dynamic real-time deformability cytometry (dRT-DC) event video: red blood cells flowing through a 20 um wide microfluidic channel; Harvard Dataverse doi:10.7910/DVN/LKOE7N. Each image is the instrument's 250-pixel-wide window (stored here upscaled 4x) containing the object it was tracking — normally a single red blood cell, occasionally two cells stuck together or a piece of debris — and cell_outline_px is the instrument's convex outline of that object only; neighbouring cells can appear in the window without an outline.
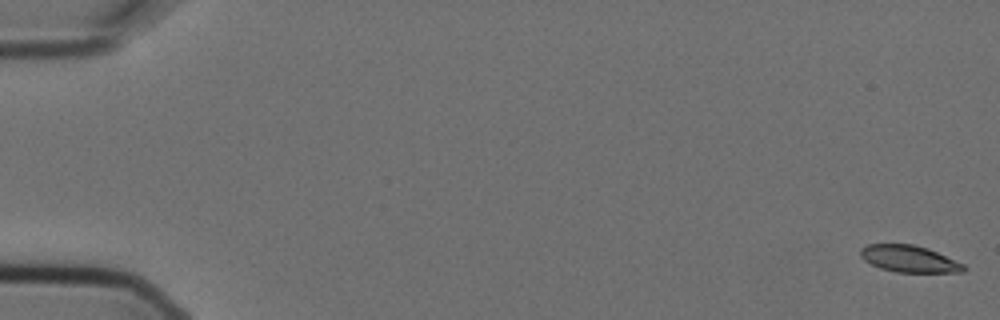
{"species": "Egyptian fruit bat (a non-hibernating species)", "species_latin": "Rousettus aegyptiacus", "temperature_condition": "cold", "stored_images_in_passage": 7, "camera_frame_rate_fps": 3000, "um_per_image_px": 0.085, "animal": {"sex": "female"}, "frame": {"image": 1, "passage_image": 1, "time_ms": 0.0, "image_size_px": [1000, 320], "cell_outline_px": [[968, 268], [964, 272], [896, 272], [880, 268], [864, 260], [860, 256], [860, 248], [868, 244], [912, 244], [928, 248], [964, 264]], "centroid_in_image_um": [77.29, 22.0], "position_along_channel_um": 7.7, "area_um2": 16.13}}
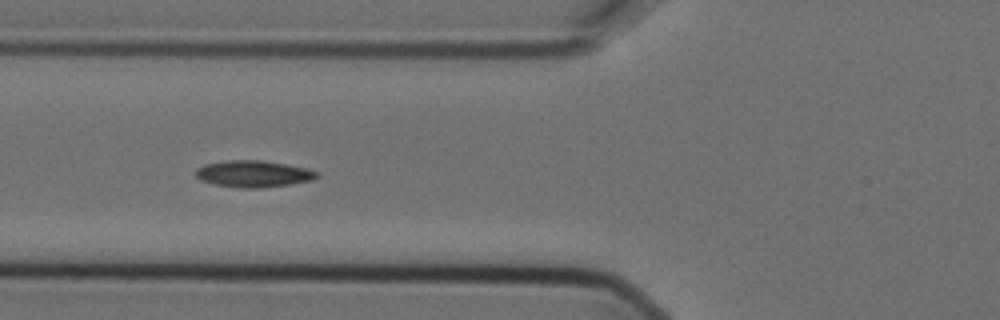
{"frame": {"image": 2, "passage_image": 6, "time_ms": 1.667, "image_size_px": [1000, 320], "cell_outline_px": [[320, 176], [312, 180], [288, 184], [260, 188], [240, 188], [212, 184], [200, 180], [196, 176], [196, 168], [204, 164], [228, 160], [260, 160], [284, 164], [304, 168], [320, 172]], "centroid_in_image_um": [21.51, 14.78], "position_along_channel_um": 104.3, "area_um2": 18.79}}
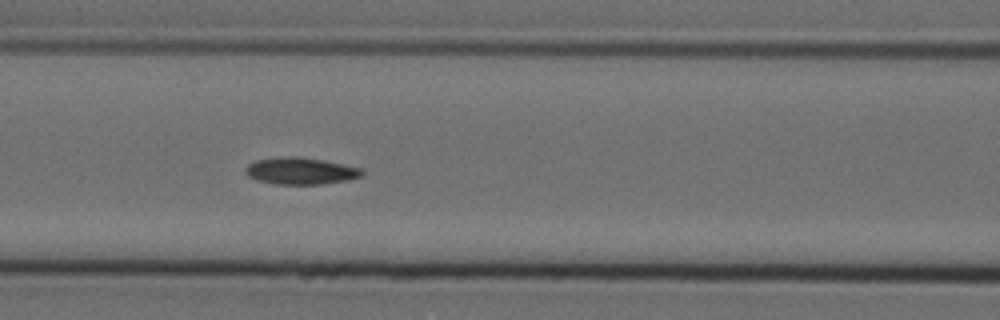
{"frame": {"image": 3, "passage_image": 7, "time_ms": 2.0, "image_size_px": [1000, 320], "cell_outline_px": [[364, 176], [348, 180], [320, 184], [276, 184], [256, 180], [248, 176], [244, 172], [244, 168], [248, 164], [256, 160], [280, 156], [300, 156], [324, 160], [344, 164], [360, 168], [364, 172]], "centroid_in_image_um": [25.54, 14.52], "position_along_channel_um": 141.1, "area_um2": 18.5}}